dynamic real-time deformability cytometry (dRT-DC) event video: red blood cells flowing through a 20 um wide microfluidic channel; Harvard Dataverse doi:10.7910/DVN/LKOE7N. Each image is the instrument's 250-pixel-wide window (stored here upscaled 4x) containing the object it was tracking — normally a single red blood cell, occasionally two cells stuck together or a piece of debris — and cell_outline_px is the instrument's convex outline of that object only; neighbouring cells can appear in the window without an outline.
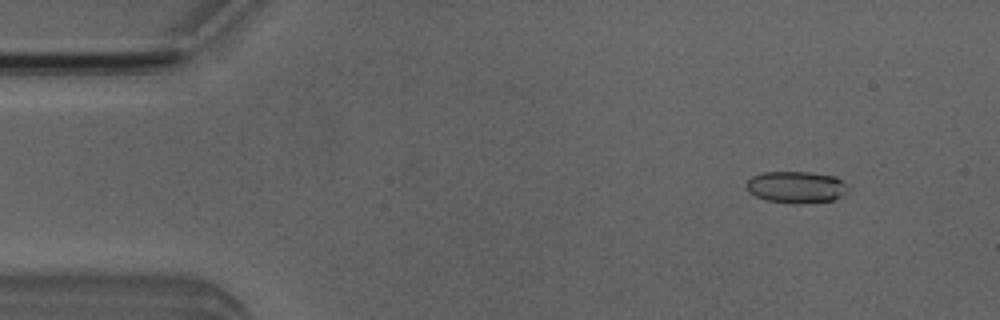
{"species": "Egyptian fruit bat (a non-hibernating species)", "species_latin": "Rousettus aegyptiacus", "temperature_condition": "room temperature", "stored_images_in_passage": 4, "camera_frame_rate_fps": 3000, "um_per_image_px": 0.085, "animal": {"sex": "male"}, "frame": {"image": 1, "passage_image": 2, "time_ms": 1.333, "image_size_px": [1000, 320], "cell_outline_px": [[848, 192], [832, 200], [768, 200], [756, 196], [748, 192], [744, 184], [752, 176], [760, 172], [808, 172], [836, 176], [848, 188]], "centroid_in_image_um": [67.62, 15.83], "position_along_channel_um": 17.4, "area_um2": 17.86}}